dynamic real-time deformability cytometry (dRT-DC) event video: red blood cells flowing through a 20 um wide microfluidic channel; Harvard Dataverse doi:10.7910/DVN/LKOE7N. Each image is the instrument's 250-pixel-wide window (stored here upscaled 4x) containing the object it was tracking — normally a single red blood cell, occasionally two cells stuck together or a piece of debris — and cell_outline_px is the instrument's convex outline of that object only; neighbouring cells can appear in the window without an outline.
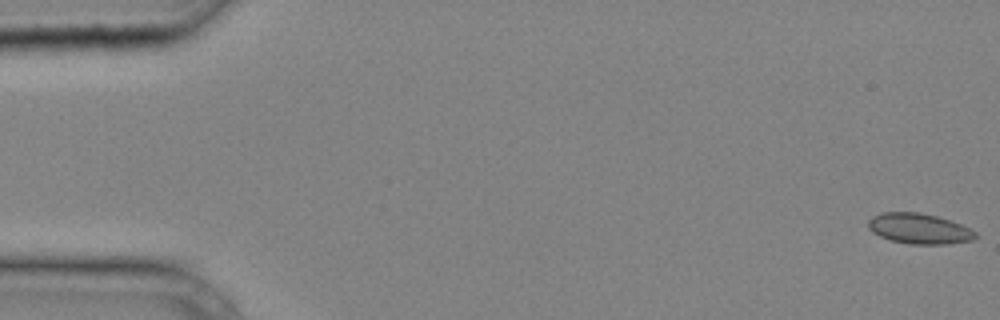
{"species": "common noctule bat (a hibernating species)", "species_latin": "Nyctalus noctula", "temperature_condition": "cold", "stored_images_in_passage": 3, "camera_frame_rate_fps": 3000, "um_per_image_px": 0.085, "animal": {"sex": "male", "body_mass_g": 20.4}, "frame": {"image": 1, "passage_image": 1, "time_ms": 0.0, "image_size_px": [1000, 320], "cell_outline_px": [[976, 236], [972, 240], [948, 244], [908, 244], [892, 240], [880, 236], [872, 232], [868, 228], [868, 220], [872, 216], [884, 212], [920, 212], [936, 216], [960, 224], [976, 232]], "centroid_in_image_um": [78.09, 19.43], "position_along_channel_um": 6.9, "area_um2": 18.9}}